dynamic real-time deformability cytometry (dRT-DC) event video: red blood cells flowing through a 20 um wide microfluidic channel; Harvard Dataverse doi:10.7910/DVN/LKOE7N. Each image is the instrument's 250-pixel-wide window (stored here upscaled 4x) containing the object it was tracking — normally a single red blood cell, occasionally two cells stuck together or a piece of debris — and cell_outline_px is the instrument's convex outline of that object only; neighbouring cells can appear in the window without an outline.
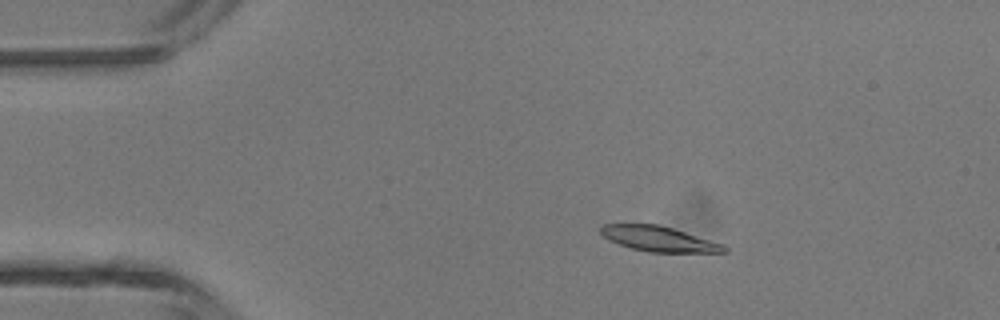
{"species": "common noctule bat (a hibernating species)", "species_latin": "Nyctalus noctula", "temperature_condition": "room temperature", "stored_images_in_passage": 14, "camera_frame_rate_fps": 3000, "um_per_image_px": 0.085, "animal": {"sex": "male", "body_mass_g": 13.3}, "frame": {"image": 1, "passage_image": 6, "time_ms": 1.667, "image_size_px": [1000, 320], "cell_outline_px": [[728, 252], [648, 252], [632, 248], [608, 240], [600, 232], [600, 228], [604, 224], [660, 224], [724, 244], [728, 248]], "centroid_in_image_um": [56.02, 20.3], "position_along_channel_um": 29.0, "area_um2": 18.03}}
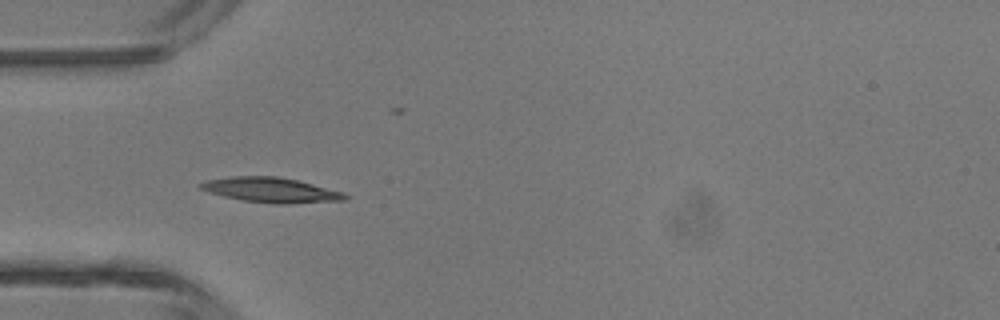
{"frame": {"image": 2, "passage_image": 12, "time_ms": 3.667, "image_size_px": [1000, 320], "cell_outline_px": [[348, 200], [292, 204], [272, 204], [244, 200], [224, 196], [200, 188], [196, 184], [208, 180], [232, 176], [276, 176], [296, 180], [344, 192], [348, 196]], "centroid_in_image_um": [23.08, 16.16], "position_along_channel_um": 61.9, "area_um2": 20.92}}